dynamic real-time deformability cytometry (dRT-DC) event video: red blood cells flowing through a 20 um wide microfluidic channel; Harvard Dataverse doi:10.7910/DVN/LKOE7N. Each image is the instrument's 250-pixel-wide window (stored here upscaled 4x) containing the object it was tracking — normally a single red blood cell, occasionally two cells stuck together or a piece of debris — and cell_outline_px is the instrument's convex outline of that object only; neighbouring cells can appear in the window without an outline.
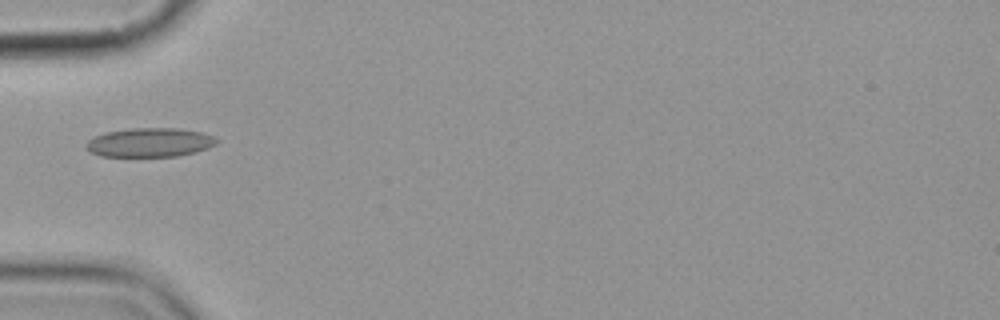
{"species": "common noctule bat (a hibernating species)", "species_latin": "Nyctalus noctula", "temperature_condition": "cold", "stored_images_in_passage": 9, "camera_frame_rate_fps": 3000, "um_per_image_px": 0.085, "animal": {"sex": "female", "body_mass_g": 19.9}, "frame": {"image": 1, "passage_image": 1, "time_ms": 0.0, "image_size_px": [1000, 320], "cell_outline_px": [[220, 140], [216, 144], [208, 148], [196, 152], [176, 156], [100, 156], [84, 148], [84, 144], [92, 136], [104, 132], [132, 128], [180, 128], [200, 132], [212, 136]], "centroid_in_image_um": [12.7, 12.1], "position_along_channel_um": 72.3, "area_um2": 22.25}}
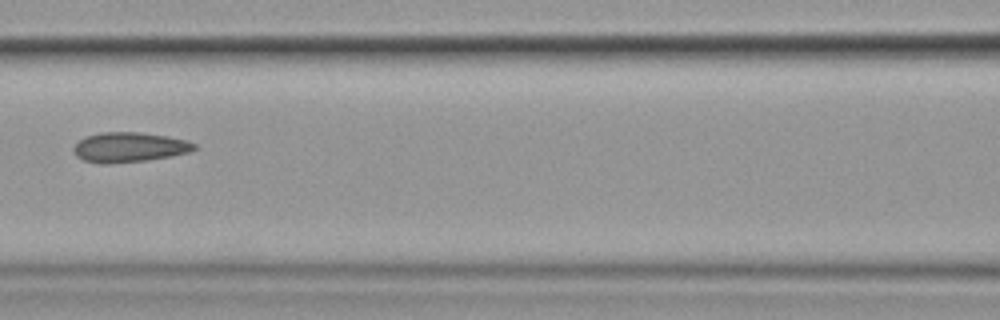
{"frame": {"image": 2, "passage_image": 3, "time_ms": 2.333, "image_size_px": [1000, 320], "cell_outline_px": [[196, 148], [188, 152], [172, 156], [148, 160], [108, 164], [100, 164], [84, 160], [76, 156], [72, 148], [80, 140], [88, 136], [100, 132], [140, 132], [168, 136], [188, 140], [196, 144]], "centroid_in_image_um": [11.0, 12.52], "position_along_channel_um": 155.6, "area_um2": 21.1}}
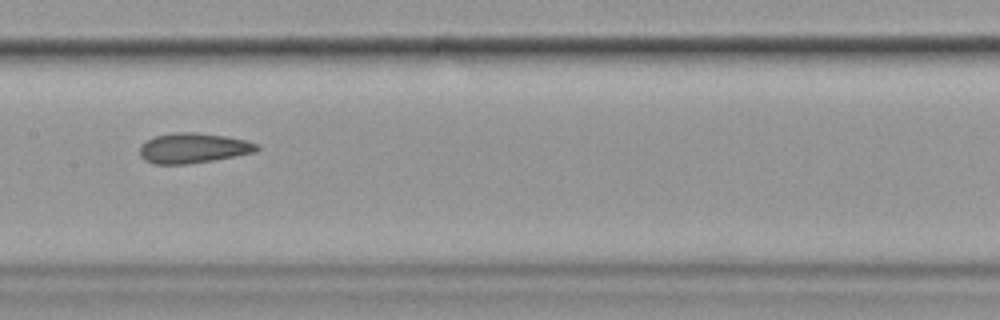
{"frame": {"image": 3, "passage_image": 4, "time_ms": 3.333, "image_size_px": [1000, 320], "cell_outline_px": [[260, 148], [256, 152], [236, 156], [188, 164], [152, 164], [144, 160], [140, 156], [140, 144], [156, 136], [176, 132], [196, 132], [224, 136], [244, 140], [260, 144]], "centroid_in_image_um": [16.42, 12.59], "position_along_channel_um": 191.0, "area_um2": 20.58}}